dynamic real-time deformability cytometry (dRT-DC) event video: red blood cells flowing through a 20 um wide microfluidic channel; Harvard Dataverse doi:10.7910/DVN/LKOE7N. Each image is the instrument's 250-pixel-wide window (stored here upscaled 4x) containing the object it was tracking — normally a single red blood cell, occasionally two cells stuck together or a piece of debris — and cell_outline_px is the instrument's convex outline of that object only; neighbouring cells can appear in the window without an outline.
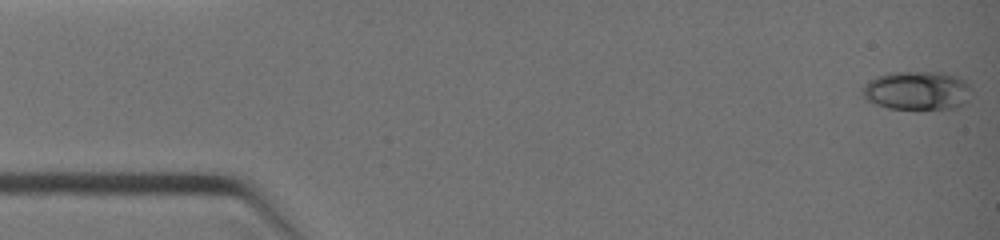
{"species": "common noctule bat (a hibernating species)", "species_latin": "Nyctalus noctula", "temperature_condition": "warm", "stored_images_in_passage": 21, "camera_frame_rate_fps": 3000, "um_per_image_px": 0.085, "animal": {"sex": "female", "body_mass_g": 19.0, "forearm_length_mm": 51.5}, "frame": {"image": 1, "passage_image": 1, "time_ms": 0.0, "image_size_px": [1000, 240], "cell_outline_px": [[972, 88], [964, 104], [956, 108], [888, 108], [876, 104], [868, 100], [860, 92], [864, 84], [868, 80], [876, 76], [888, 72], [944, 72], [956, 76], [964, 80]], "centroid_in_image_um": [77.93, 7.67], "position_along_channel_um": 7.1, "area_um2": 24.62}}
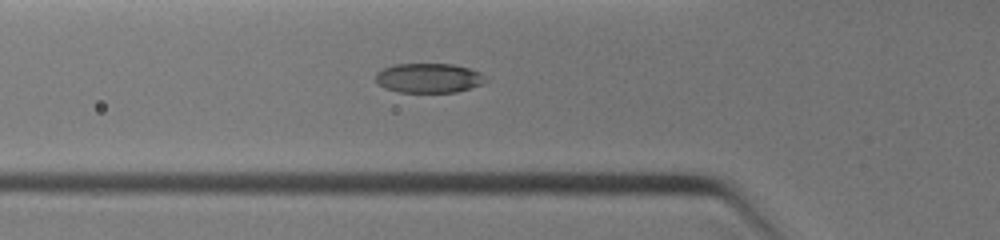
{"frame": {"image": 2, "passage_image": 12, "time_ms": 4.0, "image_size_px": [1000, 240], "cell_outline_px": [[488, 80], [484, 84], [472, 88], [456, 92], [400, 92], [384, 88], [376, 80], [376, 72], [392, 64], [452, 64], [468, 68], [480, 72]], "centroid_in_image_um": [36.47, 6.63], "position_along_channel_um": 89.3, "area_um2": 19.02}}
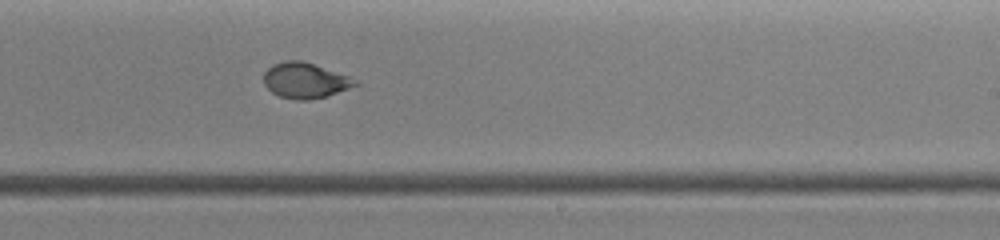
{"frame": {"image": 3, "passage_image": 21, "time_ms": 7.333, "image_size_px": [1000, 240], "cell_outline_px": [[360, 84], [328, 96], [308, 100], [296, 100], [280, 96], [272, 92], [264, 84], [264, 72], [272, 64], [284, 60], [300, 60], [348, 76], [356, 80]], "centroid_in_image_um": [25.91, 6.84], "position_along_channel_um": 263.1, "area_um2": 18.79}}